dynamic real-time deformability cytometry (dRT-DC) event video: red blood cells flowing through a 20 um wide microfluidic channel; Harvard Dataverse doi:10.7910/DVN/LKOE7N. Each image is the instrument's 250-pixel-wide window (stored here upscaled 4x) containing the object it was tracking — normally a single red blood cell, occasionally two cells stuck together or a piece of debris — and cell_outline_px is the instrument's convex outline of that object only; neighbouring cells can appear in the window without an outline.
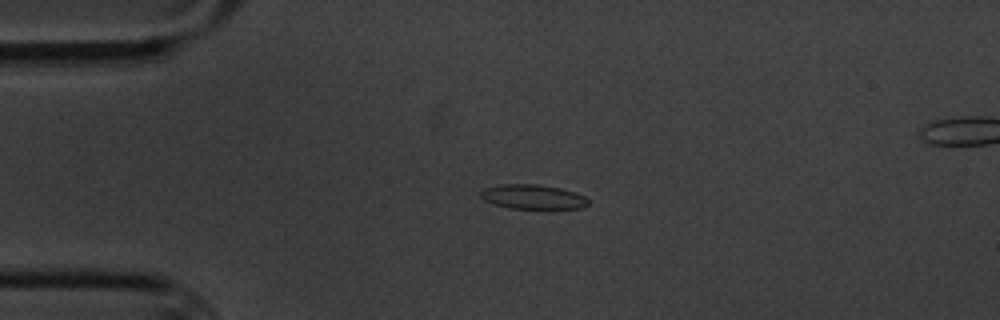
{"species": "common noctule bat (a hibernating species)", "species_latin": "Nyctalus noctula", "temperature_condition": "cold", "stored_images_in_passage": 3, "segment_of_instrument_passage": [1, 2], "camera_frame_rate_fps": 3000, "um_per_image_px": 0.085, "animal": {"sex": "male", "body_mass_g": 20.1, "forearm_length_mm": 53.5}, "frame": {"image": 1, "passage_image": 1, "time_ms": 0.0, "image_size_px": [1000, 320], "cell_outline_px": [[588, 204], [584, 208], [512, 208], [496, 204], [484, 200], [480, 196], [480, 192], [484, 188], [500, 184], [540, 184], [560, 188], [576, 192], [584, 196], [588, 200]], "centroid_in_image_um": [45.3, 16.71], "position_along_channel_um": 39.7, "area_um2": 15.26}}